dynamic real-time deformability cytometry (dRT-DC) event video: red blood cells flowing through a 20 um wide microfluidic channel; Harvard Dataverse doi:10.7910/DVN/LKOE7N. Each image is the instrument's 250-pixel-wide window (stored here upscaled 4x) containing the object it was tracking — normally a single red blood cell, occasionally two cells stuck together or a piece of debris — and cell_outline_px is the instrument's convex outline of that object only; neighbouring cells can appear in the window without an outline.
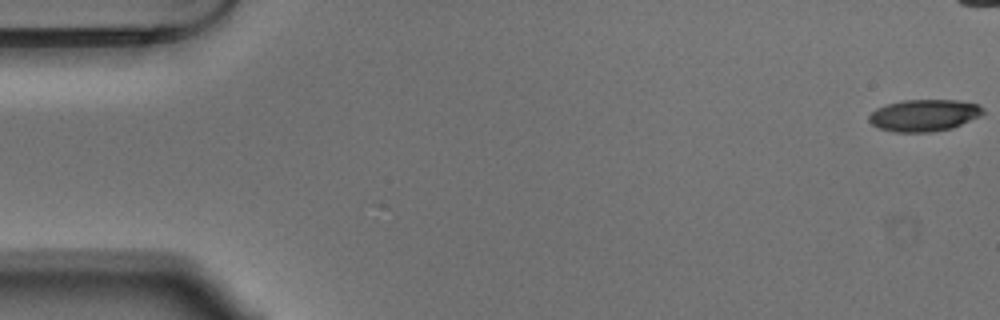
{"species": "Egyptian fruit bat (a non-hibernating species)", "species_latin": "Rousettus aegyptiacus", "temperature_condition": "warm", "stored_images_in_passage": 9, "camera_frame_rate_fps": 3000, "um_per_image_px": 0.085, "animal": {"sex": "male"}, "frame": {"image": 1, "passage_image": 1, "time_ms": 0.0, "image_size_px": [1000, 320], "cell_outline_px": [[984, 112], [980, 116], [952, 128], [928, 132], [892, 132], [880, 128], [872, 124], [868, 120], [868, 116], [876, 108], [900, 100], [956, 100], [976, 104], [984, 108]], "centroid_in_image_um": [78.53, 9.8], "position_along_channel_um": 6.5, "area_um2": 21.1}}